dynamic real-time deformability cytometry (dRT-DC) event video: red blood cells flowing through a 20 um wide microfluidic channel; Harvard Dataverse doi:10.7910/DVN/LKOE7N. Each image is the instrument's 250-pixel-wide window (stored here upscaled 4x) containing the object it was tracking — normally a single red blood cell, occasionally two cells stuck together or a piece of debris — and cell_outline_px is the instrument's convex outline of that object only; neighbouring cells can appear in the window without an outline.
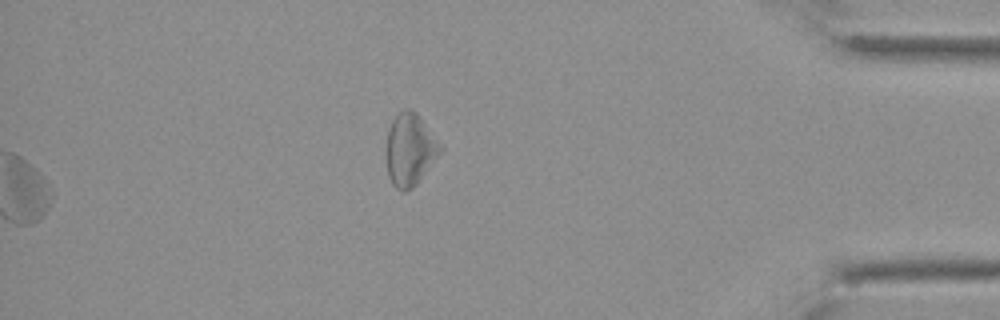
{"species": "Egyptian fruit bat (a non-hibernating species)", "species_latin": "Rousettus aegyptiacus", "temperature_condition": "cold", "stored_images_in_passage": 42, "segment_of_instrument_passage": [2, 2], "camera_frame_rate_fps": 3000, "um_per_image_px": 0.085, "animal": {"sex": "female"}, "frame": {"image": 1, "passage_image": 42, "time_ms": 13.667, "image_size_px": [1000, 320], "cell_outline_px": [[444, 148], [420, 180], [412, 188], [404, 192], [396, 188], [392, 184], [388, 176], [384, 152], [388, 128], [392, 120], [404, 108], [412, 108], [416, 112]], "centroid_in_image_um": [34.81, 12.72], "position_along_channel_um": 400.4, "area_um2": 23.12}}